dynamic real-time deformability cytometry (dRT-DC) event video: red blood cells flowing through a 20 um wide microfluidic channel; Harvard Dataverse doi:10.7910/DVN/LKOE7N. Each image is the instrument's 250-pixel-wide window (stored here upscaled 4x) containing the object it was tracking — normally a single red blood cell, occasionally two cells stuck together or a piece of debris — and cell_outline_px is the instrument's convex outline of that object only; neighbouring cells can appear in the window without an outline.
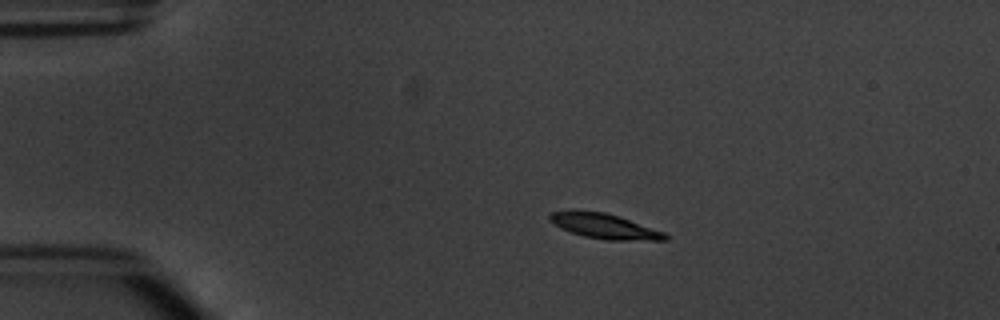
{"species": "common noctule bat (a hibernating species)", "species_latin": "Nyctalus noctula", "temperature_condition": "warm", "stored_images_in_passage": 7, "camera_frame_rate_fps": 3000, "um_per_image_px": 0.085, "animal": {"sex": "male", "body_mass_g": 20.1, "forearm_length_mm": 53.5}, "frame": {"image": 1, "passage_image": 2, "time_ms": 1.333, "image_size_px": [1000, 320], "cell_outline_px": [[668, 240], [608, 240], [584, 236], [560, 228], [548, 220], [548, 216], [552, 212], [572, 208], [604, 212], [620, 216], [664, 232], [668, 236]], "centroid_in_image_um": [51.32, 19.19], "position_along_channel_um": 33.7, "area_um2": 17.17}}
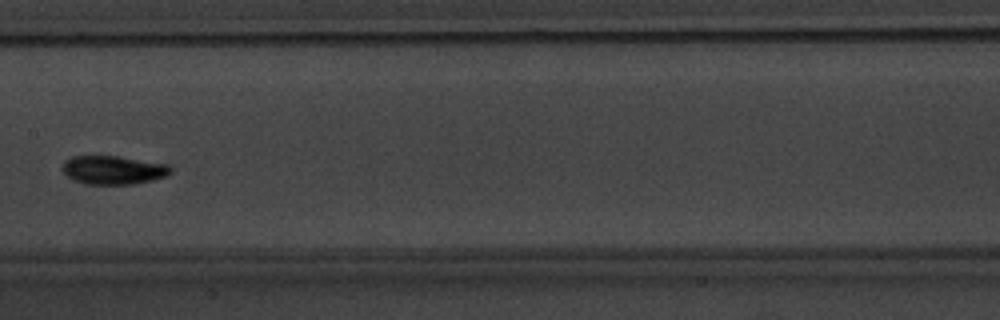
{"frame": {"image": 2, "passage_image": 7, "time_ms": 7.0, "image_size_px": [1000, 320], "cell_outline_px": [[172, 172], [168, 176], [152, 180], [132, 184], [84, 184], [72, 180], [60, 168], [64, 160], [72, 156], [120, 156], [168, 164], [172, 168]], "centroid_in_image_um": [9.62, 14.44], "position_along_channel_um": 197.8, "area_um2": 18.32}}